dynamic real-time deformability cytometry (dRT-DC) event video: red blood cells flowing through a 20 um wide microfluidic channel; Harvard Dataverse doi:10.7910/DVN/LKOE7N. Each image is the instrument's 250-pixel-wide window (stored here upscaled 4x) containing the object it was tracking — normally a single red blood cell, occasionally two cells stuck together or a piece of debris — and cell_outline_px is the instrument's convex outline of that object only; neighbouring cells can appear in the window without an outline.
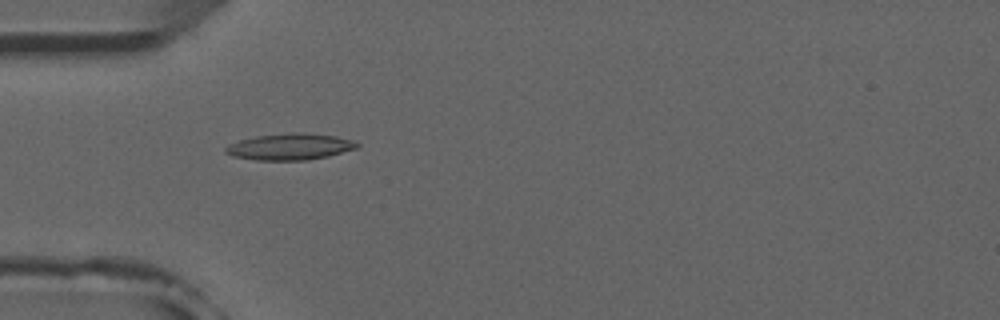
{"species": "common noctule bat (a hibernating species)", "species_latin": "Nyctalus noctula", "temperature_condition": "room temperature", "stored_images_in_passage": 2, "camera_frame_rate_fps": 3000, "um_per_image_px": 0.085, "animal": {"sex": "male", "forearm_length_mm": 52.5}, "frame": {"image": 1, "passage_image": 1, "time_ms": 0.0, "image_size_px": [1000, 320], "cell_outline_px": [[360, 144], [356, 148], [328, 156], [308, 160], [256, 160], [232, 156], [224, 152], [224, 148], [240, 140], [256, 136], [292, 132], [304, 132], [336, 136], [352, 140]], "centroid_in_image_um": [24.65, 12.47], "position_along_channel_um": 60.4, "area_um2": 20.17}}
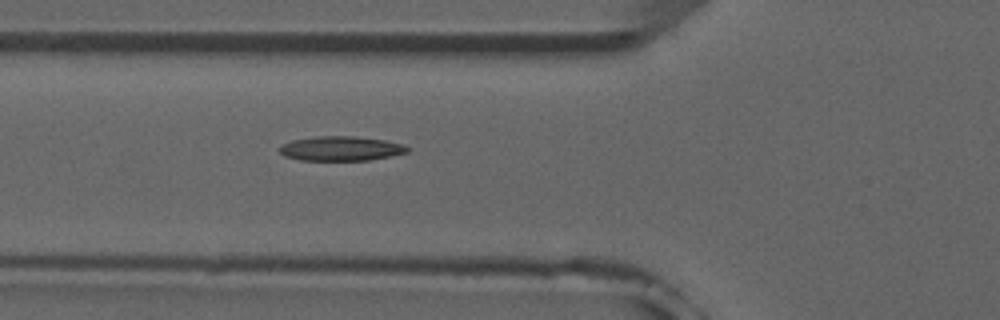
{"frame": {"image": 2, "passage_image": 2, "time_ms": 1.0, "image_size_px": [1000, 320], "cell_outline_px": [[412, 148], [408, 152], [392, 156], [368, 160], [300, 160], [284, 156], [280, 152], [280, 148], [284, 144], [292, 140], [316, 136], [356, 136], [384, 140], [400, 144]], "centroid_in_image_um": [29.0, 12.62], "position_along_channel_um": 96.8, "area_um2": 18.21}}